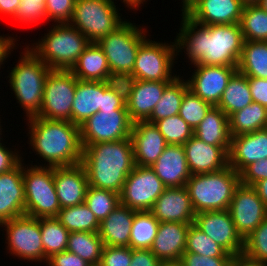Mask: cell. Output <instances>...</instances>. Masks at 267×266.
<instances>
[{"mask_svg":"<svg viewBox=\"0 0 267 266\" xmlns=\"http://www.w3.org/2000/svg\"><path fill=\"white\" fill-rule=\"evenodd\" d=\"M103 81H82L77 79L72 104V123L80 126L99 110H102Z\"/></svg>","mask_w":267,"mask_h":266,"instance_id":"obj_29","label":"cell"},{"mask_svg":"<svg viewBox=\"0 0 267 266\" xmlns=\"http://www.w3.org/2000/svg\"><path fill=\"white\" fill-rule=\"evenodd\" d=\"M82 161L88 185L120 194L135 167L131 138L82 145Z\"/></svg>","mask_w":267,"mask_h":266,"instance_id":"obj_3","label":"cell"},{"mask_svg":"<svg viewBox=\"0 0 267 266\" xmlns=\"http://www.w3.org/2000/svg\"><path fill=\"white\" fill-rule=\"evenodd\" d=\"M149 211L159 222L194 223L196 215L185 186L166 188Z\"/></svg>","mask_w":267,"mask_h":266,"instance_id":"obj_21","label":"cell"},{"mask_svg":"<svg viewBox=\"0 0 267 266\" xmlns=\"http://www.w3.org/2000/svg\"><path fill=\"white\" fill-rule=\"evenodd\" d=\"M258 5L267 12V0H260Z\"/></svg>","mask_w":267,"mask_h":266,"instance_id":"obj_63","label":"cell"},{"mask_svg":"<svg viewBox=\"0 0 267 266\" xmlns=\"http://www.w3.org/2000/svg\"><path fill=\"white\" fill-rule=\"evenodd\" d=\"M228 211L243 240L267 217V207L256 190L241 183L234 192Z\"/></svg>","mask_w":267,"mask_h":266,"instance_id":"obj_15","label":"cell"},{"mask_svg":"<svg viewBox=\"0 0 267 266\" xmlns=\"http://www.w3.org/2000/svg\"><path fill=\"white\" fill-rule=\"evenodd\" d=\"M167 187L151 167L135 165L120 193V204L140 212L149 211Z\"/></svg>","mask_w":267,"mask_h":266,"instance_id":"obj_14","label":"cell"},{"mask_svg":"<svg viewBox=\"0 0 267 266\" xmlns=\"http://www.w3.org/2000/svg\"><path fill=\"white\" fill-rule=\"evenodd\" d=\"M239 24L245 41L267 42V12L258 4L243 7Z\"/></svg>","mask_w":267,"mask_h":266,"instance_id":"obj_40","label":"cell"},{"mask_svg":"<svg viewBox=\"0 0 267 266\" xmlns=\"http://www.w3.org/2000/svg\"><path fill=\"white\" fill-rule=\"evenodd\" d=\"M248 84L253 102L259 103L267 108V79L248 77Z\"/></svg>","mask_w":267,"mask_h":266,"instance_id":"obj_54","label":"cell"},{"mask_svg":"<svg viewBox=\"0 0 267 266\" xmlns=\"http://www.w3.org/2000/svg\"><path fill=\"white\" fill-rule=\"evenodd\" d=\"M240 175L230 165L222 170L191 175L185 187L196 213L227 210Z\"/></svg>","mask_w":267,"mask_h":266,"instance_id":"obj_6","label":"cell"},{"mask_svg":"<svg viewBox=\"0 0 267 266\" xmlns=\"http://www.w3.org/2000/svg\"><path fill=\"white\" fill-rule=\"evenodd\" d=\"M115 4L114 0H75L69 24L90 43H98L125 22Z\"/></svg>","mask_w":267,"mask_h":266,"instance_id":"obj_9","label":"cell"},{"mask_svg":"<svg viewBox=\"0 0 267 266\" xmlns=\"http://www.w3.org/2000/svg\"><path fill=\"white\" fill-rule=\"evenodd\" d=\"M70 71L82 81H115L98 43H90Z\"/></svg>","mask_w":267,"mask_h":266,"instance_id":"obj_30","label":"cell"},{"mask_svg":"<svg viewBox=\"0 0 267 266\" xmlns=\"http://www.w3.org/2000/svg\"><path fill=\"white\" fill-rule=\"evenodd\" d=\"M144 2H147V1L146 0H123L122 1V3H124L126 7H129L131 10L132 9L139 10L138 8L142 6L141 4H144Z\"/></svg>","mask_w":267,"mask_h":266,"instance_id":"obj_60","label":"cell"},{"mask_svg":"<svg viewBox=\"0 0 267 266\" xmlns=\"http://www.w3.org/2000/svg\"><path fill=\"white\" fill-rule=\"evenodd\" d=\"M178 75L164 90L162 97L155 105L151 116L146 120L154 123L158 120L178 115L184 93L189 89L187 80Z\"/></svg>","mask_w":267,"mask_h":266,"instance_id":"obj_35","label":"cell"},{"mask_svg":"<svg viewBox=\"0 0 267 266\" xmlns=\"http://www.w3.org/2000/svg\"><path fill=\"white\" fill-rule=\"evenodd\" d=\"M240 182L246 186H253L262 179H267V158L253 162L240 173Z\"/></svg>","mask_w":267,"mask_h":266,"instance_id":"obj_50","label":"cell"},{"mask_svg":"<svg viewBox=\"0 0 267 266\" xmlns=\"http://www.w3.org/2000/svg\"><path fill=\"white\" fill-rule=\"evenodd\" d=\"M159 266H184L181 260L161 261Z\"/></svg>","mask_w":267,"mask_h":266,"instance_id":"obj_61","label":"cell"},{"mask_svg":"<svg viewBox=\"0 0 267 266\" xmlns=\"http://www.w3.org/2000/svg\"><path fill=\"white\" fill-rule=\"evenodd\" d=\"M154 125L169 145H184L194 135V130L179 115L158 120Z\"/></svg>","mask_w":267,"mask_h":266,"instance_id":"obj_43","label":"cell"},{"mask_svg":"<svg viewBox=\"0 0 267 266\" xmlns=\"http://www.w3.org/2000/svg\"><path fill=\"white\" fill-rule=\"evenodd\" d=\"M193 223L159 222L150 250L160 261L180 260L186 248L187 232Z\"/></svg>","mask_w":267,"mask_h":266,"instance_id":"obj_27","label":"cell"},{"mask_svg":"<svg viewBox=\"0 0 267 266\" xmlns=\"http://www.w3.org/2000/svg\"><path fill=\"white\" fill-rule=\"evenodd\" d=\"M1 227L6 231L5 243L10 255L24 261L45 263L40 218L23 215L1 223Z\"/></svg>","mask_w":267,"mask_h":266,"instance_id":"obj_12","label":"cell"},{"mask_svg":"<svg viewBox=\"0 0 267 266\" xmlns=\"http://www.w3.org/2000/svg\"><path fill=\"white\" fill-rule=\"evenodd\" d=\"M231 257H208L193 252H184L181 262L184 266H228Z\"/></svg>","mask_w":267,"mask_h":266,"instance_id":"obj_51","label":"cell"},{"mask_svg":"<svg viewBox=\"0 0 267 266\" xmlns=\"http://www.w3.org/2000/svg\"><path fill=\"white\" fill-rule=\"evenodd\" d=\"M32 150L44 159L45 167H64L80 164L83 147L80 127L65 120L37 116L26 119ZM30 134V135H29Z\"/></svg>","mask_w":267,"mask_h":266,"instance_id":"obj_2","label":"cell"},{"mask_svg":"<svg viewBox=\"0 0 267 266\" xmlns=\"http://www.w3.org/2000/svg\"><path fill=\"white\" fill-rule=\"evenodd\" d=\"M151 169L167 188L185 186L192 175L183 145L168 144Z\"/></svg>","mask_w":267,"mask_h":266,"instance_id":"obj_26","label":"cell"},{"mask_svg":"<svg viewBox=\"0 0 267 266\" xmlns=\"http://www.w3.org/2000/svg\"><path fill=\"white\" fill-rule=\"evenodd\" d=\"M19 40H16L12 36H6L0 35V69L1 65L4 64L5 60L9 57L11 54L12 49H17L15 45H17V42ZM16 42V43H15Z\"/></svg>","mask_w":267,"mask_h":266,"instance_id":"obj_56","label":"cell"},{"mask_svg":"<svg viewBox=\"0 0 267 266\" xmlns=\"http://www.w3.org/2000/svg\"><path fill=\"white\" fill-rule=\"evenodd\" d=\"M267 128V108L252 102L229 117L231 136L243 135Z\"/></svg>","mask_w":267,"mask_h":266,"instance_id":"obj_34","label":"cell"},{"mask_svg":"<svg viewBox=\"0 0 267 266\" xmlns=\"http://www.w3.org/2000/svg\"><path fill=\"white\" fill-rule=\"evenodd\" d=\"M103 248L104 243L98 232L69 233L66 250L79 255L92 266H99Z\"/></svg>","mask_w":267,"mask_h":266,"instance_id":"obj_36","label":"cell"},{"mask_svg":"<svg viewBox=\"0 0 267 266\" xmlns=\"http://www.w3.org/2000/svg\"><path fill=\"white\" fill-rule=\"evenodd\" d=\"M44 3L45 0H21L13 20L28 26L33 23L38 25L41 21L44 23L43 20L47 21Z\"/></svg>","mask_w":267,"mask_h":266,"instance_id":"obj_46","label":"cell"},{"mask_svg":"<svg viewBox=\"0 0 267 266\" xmlns=\"http://www.w3.org/2000/svg\"><path fill=\"white\" fill-rule=\"evenodd\" d=\"M46 265L48 266H92L86 260H83L79 255H76L67 250L53 254L48 258Z\"/></svg>","mask_w":267,"mask_h":266,"instance_id":"obj_52","label":"cell"},{"mask_svg":"<svg viewBox=\"0 0 267 266\" xmlns=\"http://www.w3.org/2000/svg\"><path fill=\"white\" fill-rule=\"evenodd\" d=\"M126 108V93L123 81H103L102 110L116 111Z\"/></svg>","mask_w":267,"mask_h":266,"instance_id":"obj_47","label":"cell"},{"mask_svg":"<svg viewBox=\"0 0 267 266\" xmlns=\"http://www.w3.org/2000/svg\"><path fill=\"white\" fill-rule=\"evenodd\" d=\"M194 68L187 79L189 89L203 101L217 106L237 67L194 65Z\"/></svg>","mask_w":267,"mask_h":266,"instance_id":"obj_19","label":"cell"},{"mask_svg":"<svg viewBox=\"0 0 267 266\" xmlns=\"http://www.w3.org/2000/svg\"><path fill=\"white\" fill-rule=\"evenodd\" d=\"M27 167V168H26ZM25 215L34 218L56 217L61 209L54 185L53 167L23 163Z\"/></svg>","mask_w":267,"mask_h":266,"instance_id":"obj_8","label":"cell"},{"mask_svg":"<svg viewBox=\"0 0 267 266\" xmlns=\"http://www.w3.org/2000/svg\"><path fill=\"white\" fill-rule=\"evenodd\" d=\"M181 14L177 55L184 50L191 65L238 66L245 41L239 23L201 25Z\"/></svg>","mask_w":267,"mask_h":266,"instance_id":"obj_1","label":"cell"},{"mask_svg":"<svg viewBox=\"0 0 267 266\" xmlns=\"http://www.w3.org/2000/svg\"><path fill=\"white\" fill-rule=\"evenodd\" d=\"M84 202L101 222L120 204V194L88 186Z\"/></svg>","mask_w":267,"mask_h":266,"instance_id":"obj_41","label":"cell"},{"mask_svg":"<svg viewBox=\"0 0 267 266\" xmlns=\"http://www.w3.org/2000/svg\"><path fill=\"white\" fill-rule=\"evenodd\" d=\"M237 71L246 77L267 79V42L244 41Z\"/></svg>","mask_w":267,"mask_h":266,"instance_id":"obj_33","label":"cell"},{"mask_svg":"<svg viewBox=\"0 0 267 266\" xmlns=\"http://www.w3.org/2000/svg\"><path fill=\"white\" fill-rule=\"evenodd\" d=\"M160 262L150 249H132L130 266H159Z\"/></svg>","mask_w":267,"mask_h":266,"instance_id":"obj_55","label":"cell"},{"mask_svg":"<svg viewBox=\"0 0 267 266\" xmlns=\"http://www.w3.org/2000/svg\"><path fill=\"white\" fill-rule=\"evenodd\" d=\"M131 258L130 247L104 245L99 266H130Z\"/></svg>","mask_w":267,"mask_h":266,"instance_id":"obj_49","label":"cell"},{"mask_svg":"<svg viewBox=\"0 0 267 266\" xmlns=\"http://www.w3.org/2000/svg\"><path fill=\"white\" fill-rule=\"evenodd\" d=\"M56 219L69 232H98L100 222L95 214L84 203L61 208Z\"/></svg>","mask_w":267,"mask_h":266,"instance_id":"obj_37","label":"cell"},{"mask_svg":"<svg viewBox=\"0 0 267 266\" xmlns=\"http://www.w3.org/2000/svg\"><path fill=\"white\" fill-rule=\"evenodd\" d=\"M159 227V221L150 211L136 212L130 231L129 247L150 249Z\"/></svg>","mask_w":267,"mask_h":266,"instance_id":"obj_39","label":"cell"},{"mask_svg":"<svg viewBox=\"0 0 267 266\" xmlns=\"http://www.w3.org/2000/svg\"><path fill=\"white\" fill-rule=\"evenodd\" d=\"M40 231L44 247L45 263L53 254L67 249L69 231L56 217L40 218Z\"/></svg>","mask_w":267,"mask_h":266,"instance_id":"obj_38","label":"cell"},{"mask_svg":"<svg viewBox=\"0 0 267 266\" xmlns=\"http://www.w3.org/2000/svg\"><path fill=\"white\" fill-rule=\"evenodd\" d=\"M193 224L227 253L238 255L243 252L244 240L238 234L228 209L196 213Z\"/></svg>","mask_w":267,"mask_h":266,"instance_id":"obj_17","label":"cell"},{"mask_svg":"<svg viewBox=\"0 0 267 266\" xmlns=\"http://www.w3.org/2000/svg\"><path fill=\"white\" fill-rule=\"evenodd\" d=\"M77 78L70 70L51 69L47 75L40 118L65 120L72 123V104Z\"/></svg>","mask_w":267,"mask_h":266,"instance_id":"obj_11","label":"cell"},{"mask_svg":"<svg viewBox=\"0 0 267 266\" xmlns=\"http://www.w3.org/2000/svg\"><path fill=\"white\" fill-rule=\"evenodd\" d=\"M136 212L119 204L100 222L98 234L104 245L129 247L130 231Z\"/></svg>","mask_w":267,"mask_h":266,"instance_id":"obj_28","label":"cell"},{"mask_svg":"<svg viewBox=\"0 0 267 266\" xmlns=\"http://www.w3.org/2000/svg\"><path fill=\"white\" fill-rule=\"evenodd\" d=\"M25 47L7 78L17 103L28 119L40 112L45 81L51 69L27 45Z\"/></svg>","mask_w":267,"mask_h":266,"instance_id":"obj_4","label":"cell"},{"mask_svg":"<svg viewBox=\"0 0 267 266\" xmlns=\"http://www.w3.org/2000/svg\"><path fill=\"white\" fill-rule=\"evenodd\" d=\"M47 32L36 43L27 46L50 69L70 70L90 44L69 23L53 24Z\"/></svg>","mask_w":267,"mask_h":266,"instance_id":"obj_5","label":"cell"},{"mask_svg":"<svg viewBox=\"0 0 267 266\" xmlns=\"http://www.w3.org/2000/svg\"><path fill=\"white\" fill-rule=\"evenodd\" d=\"M20 3L21 0H0V14L12 18Z\"/></svg>","mask_w":267,"mask_h":266,"instance_id":"obj_58","label":"cell"},{"mask_svg":"<svg viewBox=\"0 0 267 266\" xmlns=\"http://www.w3.org/2000/svg\"><path fill=\"white\" fill-rule=\"evenodd\" d=\"M252 187L256 190L260 199L267 207V179L260 180L259 182L255 183Z\"/></svg>","mask_w":267,"mask_h":266,"instance_id":"obj_59","label":"cell"},{"mask_svg":"<svg viewBox=\"0 0 267 266\" xmlns=\"http://www.w3.org/2000/svg\"><path fill=\"white\" fill-rule=\"evenodd\" d=\"M267 158V128L255 132L231 136L228 165L237 173L246 166Z\"/></svg>","mask_w":267,"mask_h":266,"instance_id":"obj_24","label":"cell"},{"mask_svg":"<svg viewBox=\"0 0 267 266\" xmlns=\"http://www.w3.org/2000/svg\"><path fill=\"white\" fill-rule=\"evenodd\" d=\"M131 141L135 165L151 167L168 145L154 125L147 121L133 122Z\"/></svg>","mask_w":267,"mask_h":266,"instance_id":"obj_23","label":"cell"},{"mask_svg":"<svg viewBox=\"0 0 267 266\" xmlns=\"http://www.w3.org/2000/svg\"><path fill=\"white\" fill-rule=\"evenodd\" d=\"M194 136L214 146H230L229 117L217 106H212L194 130Z\"/></svg>","mask_w":267,"mask_h":266,"instance_id":"obj_31","label":"cell"},{"mask_svg":"<svg viewBox=\"0 0 267 266\" xmlns=\"http://www.w3.org/2000/svg\"><path fill=\"white\" fill-rule=\"evenodd\" d=\"M3 129H2V126H1V122H0V143H1V140L3 139V138H1V135H2V131Z\"/></svg>","mask_w":267,"mask_h":266,"instance_id":"obj_64","label":"cell"},{"mask_svg":"<svg viewBox=\"0 0 267 266\" xmlns=\"http://www.w3.org/2000/svg\"><path fill=\"white\" fill-rule=\"evenodd\" d=\"M19 151H12L2 142L0 143V174L11 171L23 162Z\"/></svg>","mask_w":267,"mask_h":266,"instance_id":"obj_53","label":"cell"},{"mask_svg":"<svg viewBox=\"0 0 267 266\" xmlns=\"http://www.w3.org/2000/svg\"><path fill=\"white\" fill-rule=\"evenodd\" d=\"M228 266H266L262 263H259L256 260H253L247 257L245 254L241 253L238 255H232L229 260Z\"/></svg>","mask_w":267,"mask_h":266,"instance_id":"obj_57","label":"cell"},{"mask_svg":"<svg viewBox=\"0 0 267 266\" xmlns=\"http://www.w3.org/2000/svg\"><path fill=\"white\" fill-rule=\"evenodd\" d=\"M176 58L175 42L166 44L147 37L138 49L132 74L127 79L172 82L177 77L172 73Z\"/></svg>","mask_w":267,"mask_h":266,"instance_id":"obj_10","label":"cell"},{"mask_svg":"<svg viewBox=\"0 0 267 266\" xmlns=\"http://www.w3.org/2000/svg\"><path fill=\"white\" fill-rule=\"evenodd\" d=\"M242 253L267 266V217L244 239Z\"/></svg>","mask_w":267,"mask_h":266,"instance_id":"obj_45","label":"cell"},{"mask_svg":"<svg viewBox=\"0 0 267 266\" xmlns=\"http://www.w3.org/2000/svg\"><path fill=\"white\" fill-rule=\"evenodd\" d=\"M211 107L210 103L203 101L188 89L184 93L178 115L195 130Z\"/></svg>","mask_w":267,"mask_h":266,"instance_id":"obj_44","label":"cell"},{"mask_svg":"<svg viewBox=\"0 0 267 266\" xmlns=\"http://www.w3.org/2000/svg\"><path fill=\"white\" fill-rule=\"evenodd\" d=\"M123 82L126 108L133 122L146 121L151 116L165 88L171 83L135 79H125Z\"/></svg>","mask_w":267,"mask_h":266,"instance_id":"obj_18","label":"cell"},{"mask_svg":"<svg viewBox=\"0 0 267 266\" xmlns=\"http://www.w3.org/2000/svg\"><path fill=\"white\" fill-rule=\"evenodd\" d=\"M120 25L98 42L107 58L112 77L123 81L131 74L138 49L147 38V28H143L129 20Z\"/></svg>","mask_w":267,"mask_h":266,"instance_id":"obj_7","label":"cell"},{"mask_svg":"<svg viewBox=\"0 0 267 266\" xmlns=\"http://www.w3.org/2000/svg\"><path fill=\"white\" fill-rule=\"evenodd\" d=\"M185 252H193L208 257H232L194 224L190 225L187 232Z\"/></svg>","mask_w":267,"mask_h":266,"instance_id":"obj_42","label":"cell"},{"mask_svg":"<svg viewBox=\"0 0 267 266\" xmlns=\"http://www.w3.org/2000/svg\"><path fill=\"white\" fill-rule=\"evenodd\" d=\"M25 215L23 163L0 174V224Z\"/></svg>","mask_w":267,"mask_h":266,"instance_id":"obj_25","label":"cell"},{"mask_svg":"<svg viewBox=\"0 0 267 266\" xmlns=\"http://www.w3.org/2000/svg\"><path fill=\"white\" fill-rule=\"evenodd\" d=\"M253 102L248 77L236 71L227 83L217 105L228 117Z\"/></svg>","mask_w":267,"mask_h":266,"instance_id":"obj_32","label":"cell"},{"mask_svg":"<svg viewBox=\"0 0 267 266\" xmlns=\"http://www.w3.org/2000/svg\"><path fill=\"white\" fill-rule=\"evenodd\" d=\"M241 3L246 6V5H256L259 3L260 0H240Z\"/></svg>","mask_w":267,"mask_h":266,"instance_id":"obj_62","label":"cell"},{"mask_svg":"<svg viewBox=\"0 0 267 266\" xmlns=\"http://www.w3.org/2000/svg\"><path fill=\"white\" fill-rule=\"evenodd\" d=\"M79 127L81 144L91 145L130 138L133 121L127 108L99 110Z\"/></svg>","mask_w":267,"mask_h":266,"instance_id":"obj_13","label":"cell"},{"mask_svg":"<svg viewBox=\"0 0 267 266\" xmlns=\"http://www.w3.org/2000/svg\"><path fill=\"white\" fill-rule=\"evenodd\" d=\"M56 194L61 208L84 203L88 178L84 166L53 167Z\"/></svg>","mask_w":267,"mask_h":266,"instance_id":"obj_22","label":"cell"},{"mask_svg":"<svg viewBox=\"0 0 267 266\" xmlns=\"http://www.w3.org/2000/svg\"><path fill=\"white\" fill-rule=\"evenodd\" d=\"M182 9L201 25L240 23L244 5L240 0H182Z\"/></svg>","mask_w":267,"mask_h":266,"instance_id":"obj_16","label":"cell"},{"mask_svg":"<svg viewBox=\"0 0 267 266\" xmlns=\"http://www.w3.org/2000/svg\"><path fill=\"white\" fill-rule=\"evenodd\" d=\"M183 148L192 175L212 173L228 166L230 146L207 144L193 135Z\"/></svg>","mask_w":267,"mask_h":266,"instance_id":"obj_20","label":"cell"},{"mask_svg":"<svg viewBox=\"0 0 267 266\" xmlns=\"http://www.w3.org/2000/svg\"><path fill=\"white\" fill-rule=\"evenodd\" d=\"M47 21L55 24L69 23L72 19L75 0H45Z\"/></svg>","mask_w":267,"mask_h":266,"instance_id":"obj_48","label":"cell"}]
</instances>
